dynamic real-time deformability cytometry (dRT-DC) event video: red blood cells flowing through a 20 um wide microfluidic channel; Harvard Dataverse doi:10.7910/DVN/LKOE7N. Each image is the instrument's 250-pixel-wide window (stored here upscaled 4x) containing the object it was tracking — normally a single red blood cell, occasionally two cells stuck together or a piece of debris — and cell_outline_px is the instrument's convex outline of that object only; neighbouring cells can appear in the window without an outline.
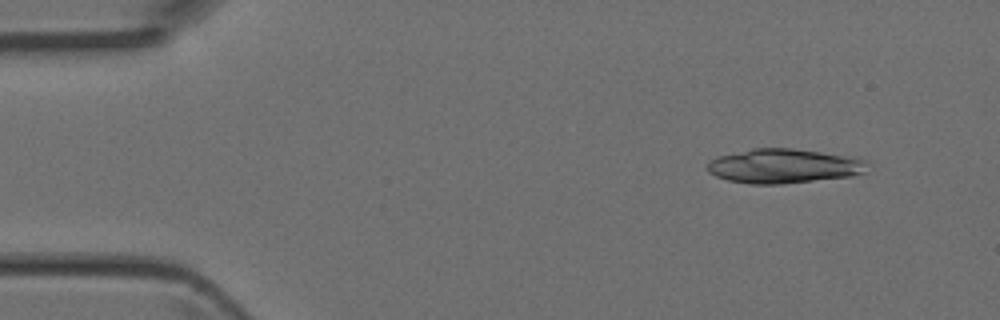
{"species": "Egyptian fruit bat (a non-hibernating species)", "species_latin": "Rousettus aegyptiacus", "temperature_condition": "room temperature", "stored_images_in_passage": 3, "camera_frame_rate_fps": 3000, "um_per_image_px": 0.085, "animal": {"sex": "female"}, "frame": {"image": 1, "passage_image": 1, "time_ms": 0.0, "image_size_px": [1000, 320], "cell_outline_px": [[872, 164], [864, 172], [852, 176], [780, 184], [752, 184], [728, 180], [716, 176], [708, 172], [708, 164], [716, 156], [752, 148], [792, 148], [856, 156], [868, 160]], "centroid_in_image_um": [66.71, 14.1], "position_along_channel_um": 18.3, "area_um2": 32.48}}